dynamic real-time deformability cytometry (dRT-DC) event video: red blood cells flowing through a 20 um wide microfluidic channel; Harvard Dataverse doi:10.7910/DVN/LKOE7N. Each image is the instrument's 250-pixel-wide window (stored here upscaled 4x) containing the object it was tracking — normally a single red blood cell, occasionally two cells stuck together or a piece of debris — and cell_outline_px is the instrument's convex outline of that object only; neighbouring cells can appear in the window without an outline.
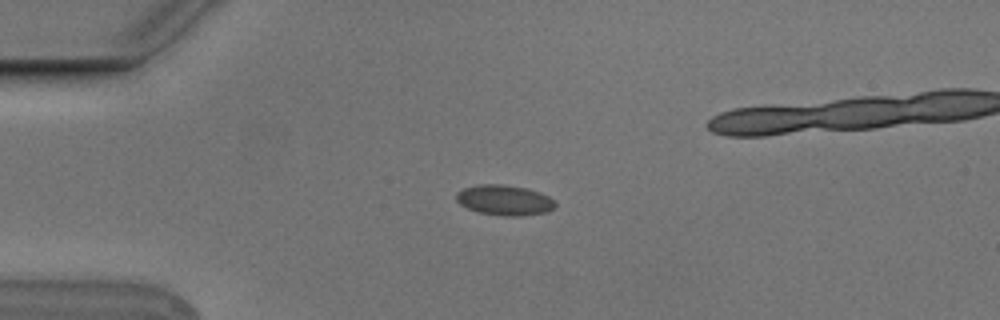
{"species": "Egyptian fruit bat (a non-hibernating species)", "species_latin": "Rousettus aegyptiacus", "temperature_condition": "cold", "stored_images_in_passage": 43, "camera_frame_rate_fps": 3000, "um_per_image_px": 0.085, "animal": {"sex": "male"}, "frame": {"image": 1, "passage_image": 1, "time_ms": 0.0, "image_size_px": [1000, 320], "cell_outline_px": [[556, 208], [548, 212], [524, 216], [504, 216], [476, 212], [460, 204], [456, 200], [456, 192], [464, 188], [480, 184], [504, 184], [528, 188], [540, 192], [548, 196], [556, 204]], "centroid_in_image_um": [42.9, 17.02], "position_along_channel_um": 42.1, "area_um2": 17.74}}
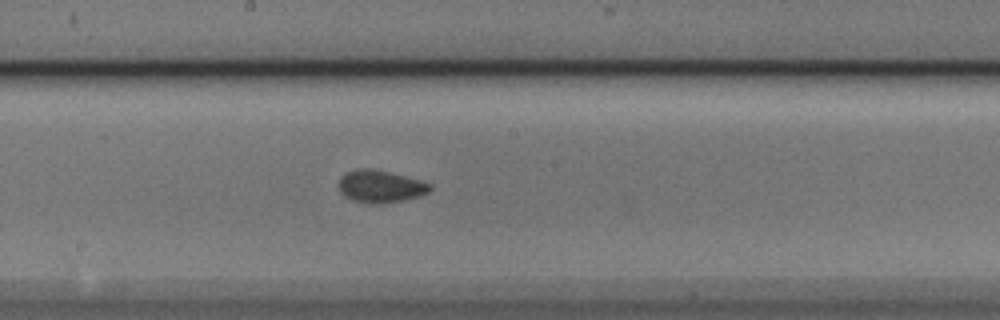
{"frame": {"image": 2, "passage_image": 17, "time_ms": 5.333, "image_size_px": [1000, 320], "cell_outline_px": [[432, 188], [428, 192], [420, 196], [380, 204], [372, 204], [352, 200], [344, 196], [340, 192], [340, 176], [356, 168], [372, 168], [420, 180], [432, 184]], "centroid_in_image_um": [32.33, 15.84], "position_along_channel_um": 215.9, "area_um2": 17.11}}
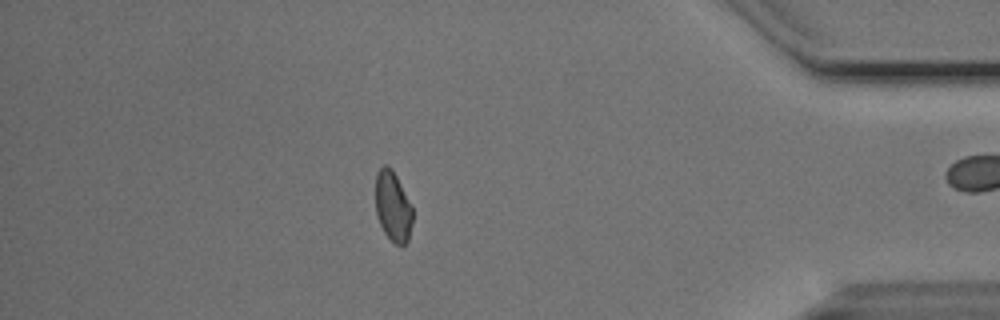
{"frame": {"image": 3, "passage_image": 35, "time_ms": 11.333, "image_size_px": [1000, 320], "cell_outline_px": [[412, 220], [408, 240], [404, 244], [396, 244], [384, 232], [380, 224], [376, 212], [376, 176], [380, 168], [384, 164], [392, 168], [412, 208]], "centroid_in_image_um": [33.38, 17.53], "position_along_channel_um": 401.8, "area_um2": 14.74}}